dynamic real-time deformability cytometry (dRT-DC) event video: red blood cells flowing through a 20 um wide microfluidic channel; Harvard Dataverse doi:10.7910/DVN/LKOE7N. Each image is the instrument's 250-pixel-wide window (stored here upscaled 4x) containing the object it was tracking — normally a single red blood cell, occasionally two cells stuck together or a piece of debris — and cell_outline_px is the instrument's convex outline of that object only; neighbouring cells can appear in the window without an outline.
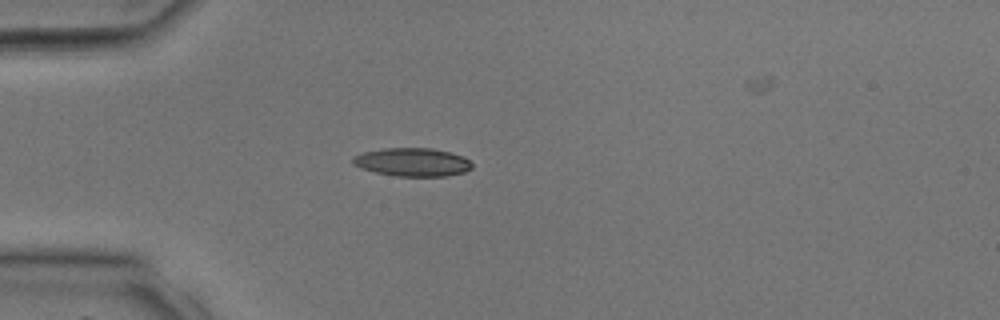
{"species": "common noctule bat (a hibernating species)", "species_latin": "Nyctalus noctula", "temperature_condition": "room temperature", "stored_images_in_passage": 33, "camera_frame_rate_fps": 3000, "um_per_image_px": 0.085, "animal": {"sex": "male", "body_mass_g": 17.9, "forearm_length_mm": 54.2}, "frame": {"image": 1, "passage_image": 10, "time_ms": 3.0, "image_size_px": [1000, 320], "cell_outline_px": [[472, 168], [464, 172], [448, 176], [396, 176], [376, 172], [360, 168], [352, 164], [352, 156], [364, 152], [384, 148], [432, 148], [464, 156], [472, 164]], "centroid_in_image_um": [35.04, 13.78], "position_along_channel_um": 50.0, "area_um2": 19.71}}
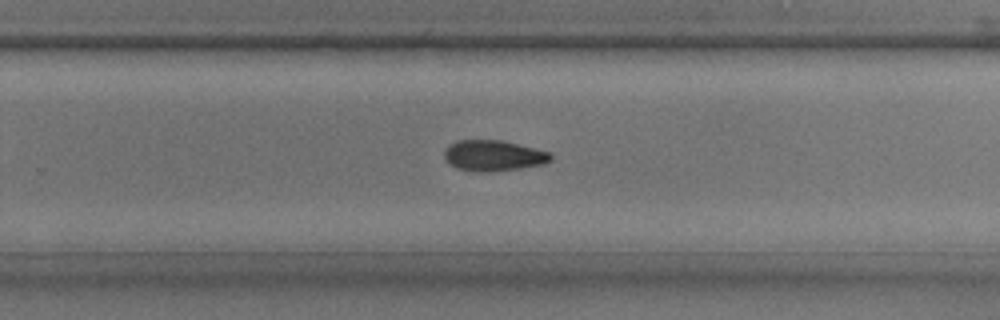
{"frame": {"image": 2, "passage_image": 23, "time_ms": 7.333, "image_size_px": [1000, 320], "cell_outline_px": [[552, 160], [544, 164], [520, 168], [488, 172], [472, 172], [456, 168], [448, 164], [444, 160], [444, 152], [448, 144], [456, 140], [500, 140], [552, 152]], "centroid_in_image_um": [41.91, 13.23], "position_along_channel_um": 287.9, "area_um2": 19.42}}
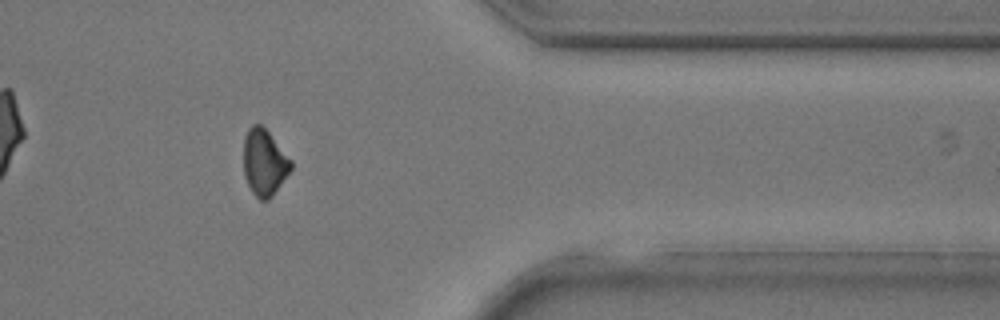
{"frame": {"image": 3, "passage_image": 29, "time_ms": 9.333, "image_size_px": [1000, 320], "cell_outline_px": [[292, 168], [272, 196], [268, 200], [260, 200], [252, 192], [244, 176], [244, 136], [248, 128], [252, 124], [260, 124], [268, 132], [292, 160]], "centroid_in_image_um": [22.45, 13.8], "position_along_channel_um": 388.9, "area_um2": 18.21}}